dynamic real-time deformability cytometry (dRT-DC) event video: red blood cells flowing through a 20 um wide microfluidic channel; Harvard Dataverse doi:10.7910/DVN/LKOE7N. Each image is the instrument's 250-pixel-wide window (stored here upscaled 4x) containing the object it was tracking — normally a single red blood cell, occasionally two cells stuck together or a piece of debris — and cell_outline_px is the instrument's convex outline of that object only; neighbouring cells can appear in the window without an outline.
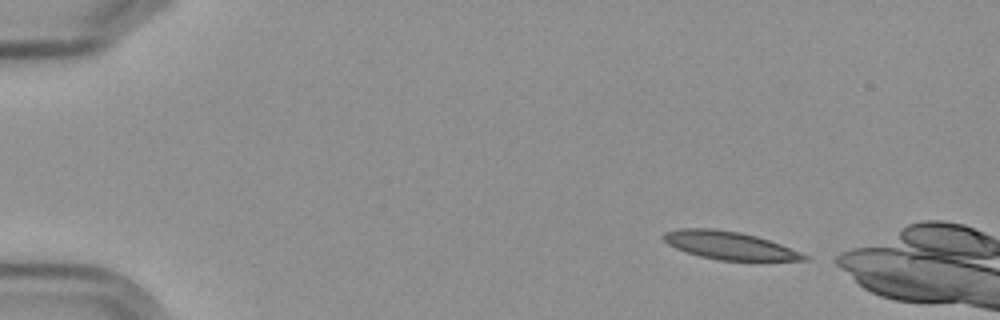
{"species": "Egyptian fruit bat (a non-hibernating species)", "species_latin": "Rousettus aegyptiacus", "temperature_condition": "cold", "stored_images_in_passage": 4, "camera_frame_rate_fps": 3000, "um_per_image_px": 0.085, "frame": {"image": 1, "passage_image": 1, "time_ms": 0.0, "image_size_px": [1000, 320], "cell_outline_px": [[808, 260], [720, 260], [700, 256], [676, 248], [668, 244], [660, 236], [664, 232], [680, 228], [712, 228], [740, 232], [756, 236], [780, 244], [800, 252], [808, 256]], "centroid_in_image_um": [61.95, 20.84], "position_along_channel_um": 23.1, "area_um2": 22.6}}